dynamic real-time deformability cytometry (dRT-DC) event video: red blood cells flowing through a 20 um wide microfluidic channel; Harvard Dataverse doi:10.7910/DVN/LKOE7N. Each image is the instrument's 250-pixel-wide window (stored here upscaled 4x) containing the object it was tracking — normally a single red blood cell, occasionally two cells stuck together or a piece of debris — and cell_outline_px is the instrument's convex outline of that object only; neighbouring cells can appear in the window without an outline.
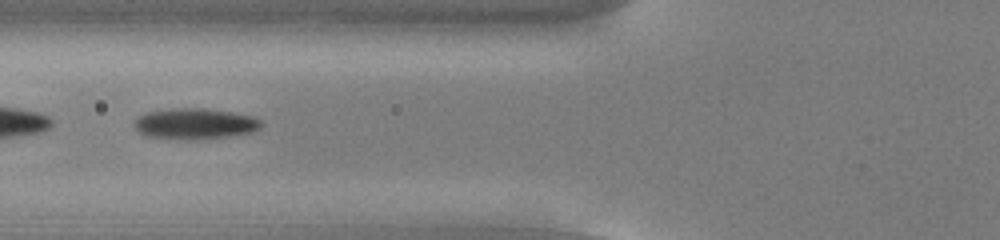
{"species": "common noctule bat (a hibernating species)", "species_latin": "Nyctalus noctula", "temperature_condition": "cold", "stored_images_in_passage": 41, "camera_frame_rate_fps": 3000, "um_per_image_px": 0.085, "animal": {"sex": "male", "body_mass_g": 13.0, "forearm_length_mm": 53.1}, "frame": {"image": 1, "passage_image": 8, "time_ms": 2.333, "image_size_px": [1000, 240], "cell_outline_px": [[264, 124], [260, 128], [252, 132], [228, 136], [144, 136], [132, 124], [140, 116], [148, 112], [172, 108], [200, 108], [232, 112], [252, 116], [260, 120]], "centroid_in_image_um": [16.61, 10.45], "position_along_channel_um": 109.2, "area_um2": 21.5}}
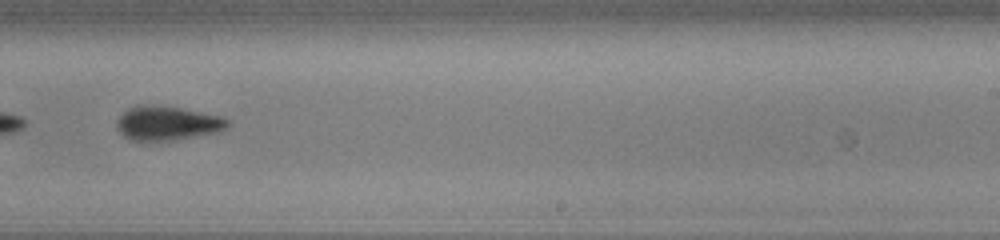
{"frame": {"image": 2, "passage_image": 21, "time_ms": 6.667, "image_size_px": [1000, 240], "cell_outline_px": [[228, 128], [220, 132], [176, 140], [144, 144], [128, 140], [116, 128], [116, 120], [128, 108], [140, 104], [152, 104], [180, 108], [220, 116], [228, 120]], "centroid_in_image_um": [14.16, 10.52], "position_along_channel_um": 274.8, "area_um2": 22.89}}
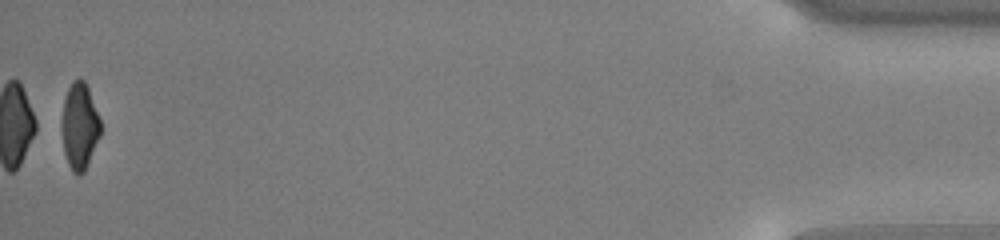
{"frame": {"image": 3, "passage_image": 40, "time_ms": 13.0, "image_size_px": [1000, 240], "cell_outline_px": [[100, 136], [88, 164], [84, 172], [80, 176], [72, 172], [68, 164], [64, 152], [60, 128], [60, 120], [64, 100], [68, 88], [72, 80], [84, 80], [88, 88], [100, 120]], "centroid_in_image_um": [6.73, 10.76], "position_along_channel_um": 428.5, "area_um2": 19.71}, "authors_computed_cell_mechanics": {"area_um2": 21.675, "velocity_mm_per_s": 3.8288, "shape_relaxation_time_tau1_ms": 2.0893, "shape_relaxation_time_tau2_ms": 6.9368, "deformation_change_tau1": 0.1148, "deformation_change_tau2": 0.1416}}